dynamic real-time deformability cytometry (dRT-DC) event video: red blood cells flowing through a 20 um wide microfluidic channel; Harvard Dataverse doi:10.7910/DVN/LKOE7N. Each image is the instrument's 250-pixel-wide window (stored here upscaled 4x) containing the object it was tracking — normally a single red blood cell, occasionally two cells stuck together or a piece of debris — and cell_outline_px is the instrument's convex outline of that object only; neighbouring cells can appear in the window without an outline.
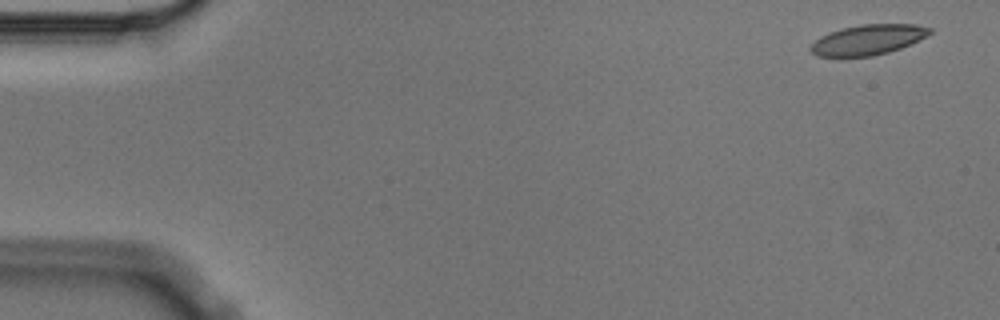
{"species": "Egyptian fruit bat (a non-hibernating species)", "species_latin": "Rousettus aegyptiacus", "temperature_condition": "cold", "stored_images_in_passage": 5, "camera_frame_rate_fps": 3000, "um_per_image_px": 0.085, "animal": {"sex": "male"}, "frame": {"image": 1, "passage_image": 1, "time_ms": 0.0, "image_size_px": [1000, 320], "cell_outline_px": [[932, 32], [928, 36], [900, 48], [888, 52], [872, 56], [816, 56], [808, 48], [820, 36], [828, 32], [840, 28], [860, 24], [916, 24], [932, 28]], "centroid_in_image_um": [73.78, 3.36], "position_along_channel_um": 11.2, "area_um2": 21.04}}
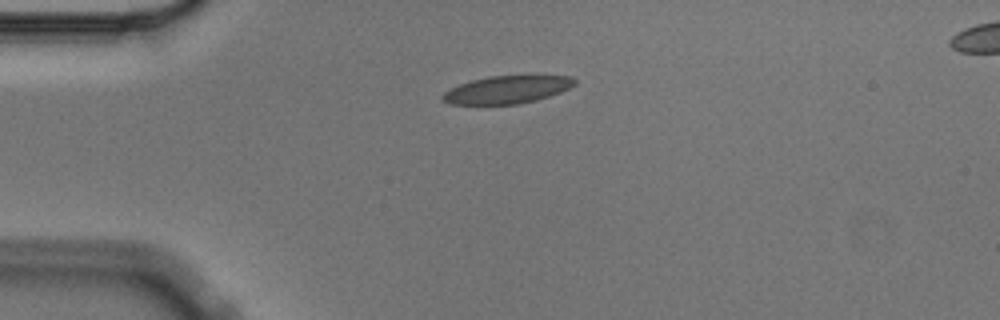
{"frame": {"image": 2, "passage_image": 4, "time_ms": 1.0, "image_size_px": [1000, 320], "cell_outline_px": [[576, 84], [560, 92], [536, 100], [520, 104], [448, 104], [440, 100], [440, 96], [444, 92], [460, 84], [472, 80], [488, 76], [528, 72], [536, 72], [572, 76], [576, 80]], "centroid_in_image_um": [43.18, 7.55], "position_along_channel_um": 41.8, "area_um2": 22.54}}